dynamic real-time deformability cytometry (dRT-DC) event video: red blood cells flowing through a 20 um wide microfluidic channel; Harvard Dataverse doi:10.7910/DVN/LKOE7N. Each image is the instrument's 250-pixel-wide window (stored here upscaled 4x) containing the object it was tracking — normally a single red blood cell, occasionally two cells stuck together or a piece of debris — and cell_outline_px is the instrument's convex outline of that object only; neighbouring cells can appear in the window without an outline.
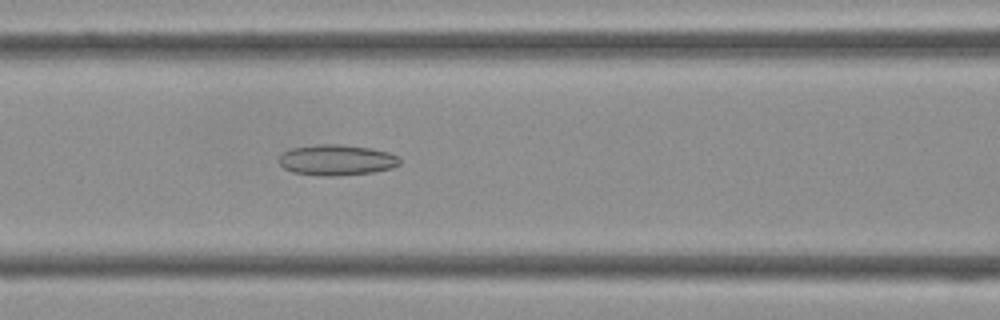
{"species": "Egyptian fruit bat (a non-hibernating species)", "species_latin": "Rousettus aegyptiacus", "temperature_condition": "cold", "stored_images_in_passage": 42, "camera_frame_rate_fps": 3000, "um_per_image_px": 0.085, "frame": {"image": 1, "passage_image": 17, "time_ms": 5.333, "image_size_px": [1000, 320], "cell_outline_px": [[400, 164], [392, 168], [372, 172], [340, 176], [324, 176], [292, 172], [284, 168], [280, 164], [280, 156], [284, 152], [292, 148], [316, 144], [340, 144], [372, 148], [388, 152], [396, 156], [400, 160]], "centroid_in_image_um": [28.62, 13.6], "position_along_channel_um": 138.0, "area_um2": 21.62}}
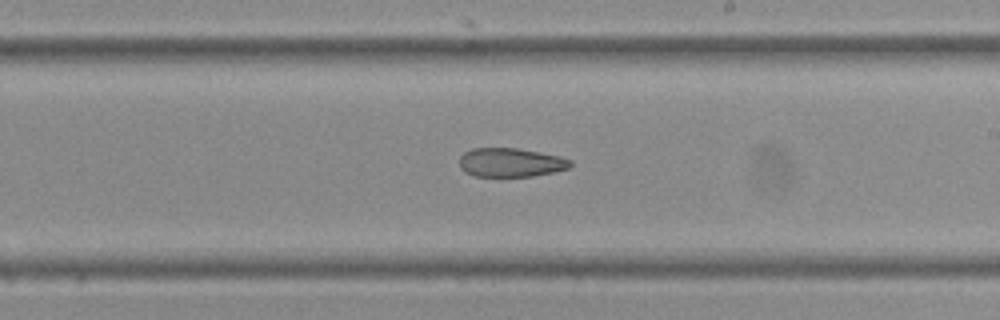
{"frame": {"image": 2, "passage_image": 24, "time_ms": 7.667, "image_size_px": [1000, 320], "cell_outline_px": [[572, 164], [568, 168], [556, 172], [532, 176], [476, 176], [464, 172], [460, 168], [460, 156], [464, 152], [472, 148], [516, 148], [560, 156], [572, 160]], "centroid_in_image_um": [43.41, 13.81], "position_along_channel_um": 245.6, "area_um2": 18.73}}
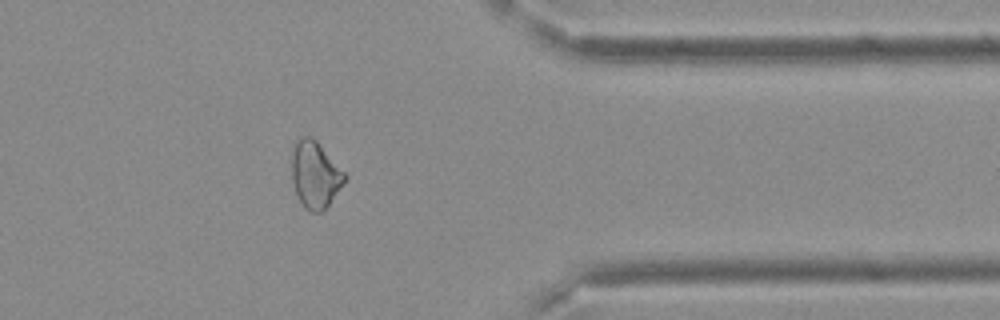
{"frame": {"image": 3, "passage_image": 34, "time_ms": 11.0, "image_size_px": [1000, 320], "cell_outline_px": [[348, 176], [328, 204], [320, 212], [312, 212], [304, 208], [296, 192], [292, 180], [292, 144], [300, 136], [312, 136], [316, 140]], "centroid_in_image_um": [26.76, 14.8], "position_along_channel_um": 384.6, "area_um2": 20.4}}